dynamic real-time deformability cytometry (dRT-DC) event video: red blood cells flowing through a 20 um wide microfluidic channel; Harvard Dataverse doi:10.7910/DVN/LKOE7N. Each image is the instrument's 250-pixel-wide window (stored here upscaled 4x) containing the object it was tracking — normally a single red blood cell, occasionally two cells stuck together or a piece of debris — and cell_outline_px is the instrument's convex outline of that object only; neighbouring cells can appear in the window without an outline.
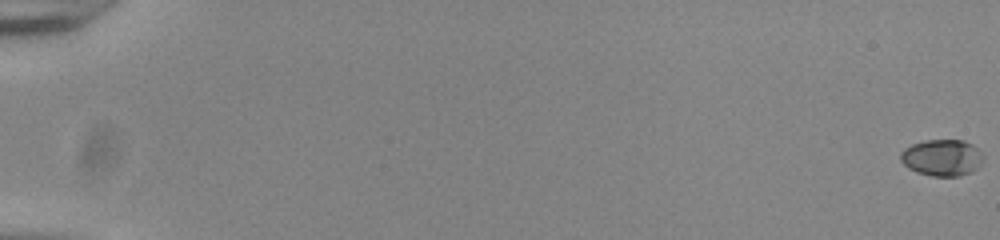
{"species": "common noctule bat (a hibernating species)", "species_latin": "Nyctalus noctula", "temperature_condition": "room temperature", "stored_images_in_passage": 14, "camera_frame_rate_fps": 3000, "um_per_image_px": 0.085, "animal": {"sex": "male", "body_mass_g": 20.0, "forearm_length_mm": 53.3}, "frame": {"image": 1, "passage_image": 1, "time_ms": 0.0, "image_size_px": [1000, 240], "cell_outline_px": [[984, 160], [972, 172], [960, 176], [932, 176], [916, 172], [908, 168], [900, 160], [900, 152], [904, 148], [912, 144], [924, 140], [964, 140], [972, 144], [984, 156]], "centroid_in_image_um": [80.06, 13.4], "position_along_channel_um": 4.9, "area_um2": 17.74}}